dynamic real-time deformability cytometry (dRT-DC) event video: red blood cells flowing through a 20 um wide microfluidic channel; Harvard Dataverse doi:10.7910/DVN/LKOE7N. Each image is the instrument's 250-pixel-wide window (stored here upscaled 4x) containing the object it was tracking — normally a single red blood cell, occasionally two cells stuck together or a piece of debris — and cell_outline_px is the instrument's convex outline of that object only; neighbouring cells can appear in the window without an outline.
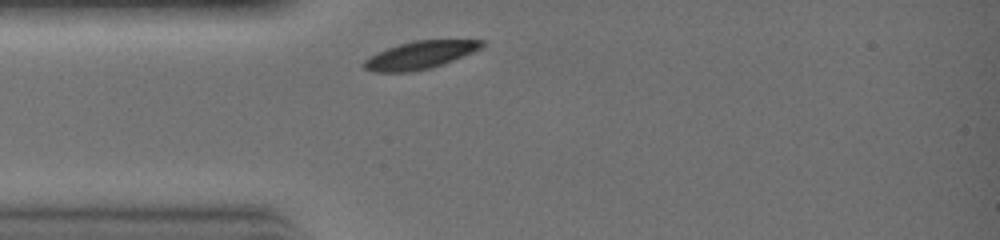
{"species": "common noctule bat (a hibernating species)", "species_latin": "Nyctalus noctula", "temperature_condition": "warm", "stored_images_in_passage": 15, "camera_frame_rate_fps": 3000, "um_per_image_px": 0.085, "animal": {"sex": "female", "body_mass_g": 19.0, "forearm_length_mm": 51.5}, "frame": {"image": 1, "passage_image": 1, "time_ms": 0.0, "image_size_px": [1000, 240], "cell_outline_px": [[488, 44], [472, 52], [444, 64], [432, 68], [412, 72], [372, 72], [364, 68], [360, 64], [368, 56], [388, 48], [400, 44], [416, 40], [484, 40]], "centroid_in_image_um": [35.68, 4.69], "position_along_channel_um": 49.3, "area_um2": 19.19}}